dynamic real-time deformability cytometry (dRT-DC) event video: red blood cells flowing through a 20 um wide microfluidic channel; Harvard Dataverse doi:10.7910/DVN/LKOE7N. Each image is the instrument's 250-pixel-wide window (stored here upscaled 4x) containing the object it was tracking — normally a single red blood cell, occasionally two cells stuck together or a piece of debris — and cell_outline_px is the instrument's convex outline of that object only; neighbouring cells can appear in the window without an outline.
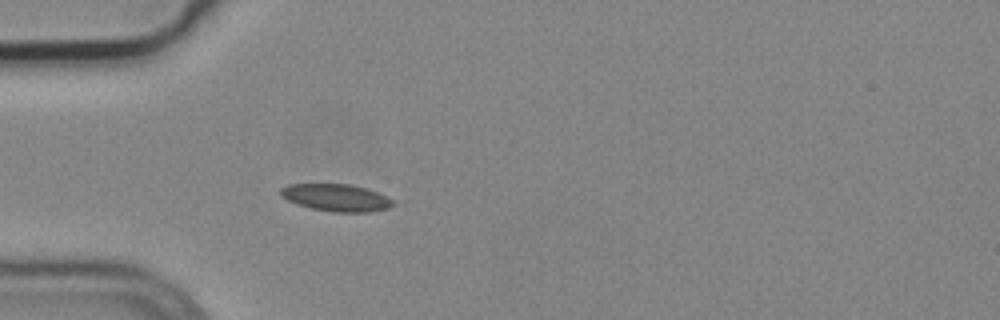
{"species": "common noctule bat (a hibernating species)", "species_latin": "Nyctalus noctula", "temperature_condition": "cold", "stored_images_in_passage": 3, "camera_frame_rate_fps": 3000, "um_per_image_px": 0.085, "animal": {"sex": "male", "body_mass_g": 19.2, "forearm_length_mm": 51.8}, "frame": {"image": 1, "passage_image": 3, "time_ms": 0.667, "image_size_px": [1000, 320], "cell_outline_px": [[396, 204], [388, 208], [368, 212], [332, 212], [312, 208], [296, 204], [280, 196], [280, 188], [288, 184], [348, 184], [364, 188], [376, 192], [392, 200]], "centroid_in_image_um": [28.53, 16.8], "position_along_channel_um": 56.5, "area_um2": 17.69}}